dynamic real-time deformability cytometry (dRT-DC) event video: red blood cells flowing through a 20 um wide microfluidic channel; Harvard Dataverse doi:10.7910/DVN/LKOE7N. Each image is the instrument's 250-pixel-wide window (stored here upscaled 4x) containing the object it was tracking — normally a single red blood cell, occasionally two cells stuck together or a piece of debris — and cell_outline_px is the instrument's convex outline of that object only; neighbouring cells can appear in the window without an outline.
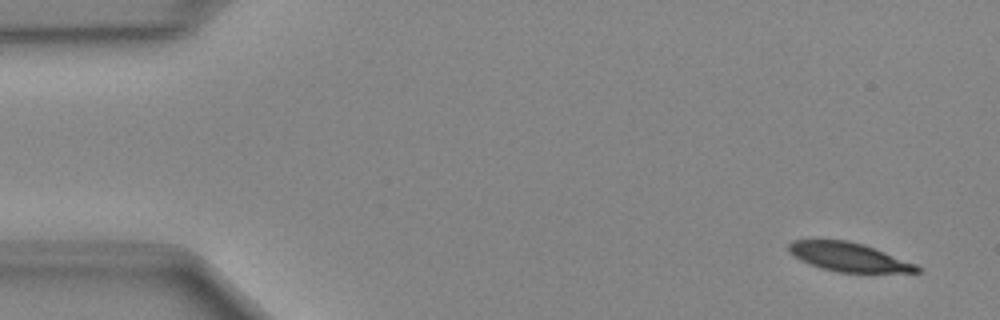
{"species": "Egyptian fruit bat (a non-hibernating species)", "species_latin": "Rousettus aegyptiacus", "temperature_condition": "cold", "stored_images_in_passage": 47, "camera_frame_rate_fps": 3000, "um_per_image_px": 0.085, "animal": {"sex": "female"}, "frame": {"image": 1, "passage_image": 1, "time_ms": 0.0, "image_size_px": [1000, 320], "cell_outline_px": [[920, 272], [836, 272], [820, 268], [800, 260], [788, 252], [788, 244], [792, 240], [848, 240], [864, 244], [916, 264], [920, 268]], "centroid_in_image_um": [72.1, 21.84], "position_along_channel_um": 12.9, "area_um2": 21.44}}
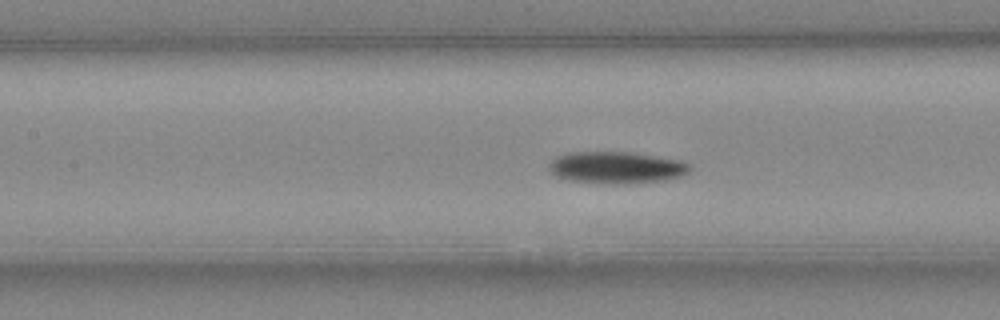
{"frame": {"image": 2, "passage_image": 20, "time_ms": 6.333, "image_size_px": [1000, 320], "cell_outline_px": [[692, 168], [688, 172], [680, 176], [664, 180], [616, 184], [612, 184], [572, 180], [556, 176], [548, 172], [548, 164], [556, 156], [568, 152], [632, 152], [680, 160], [692, 164]], "centroid_in_image_um": [52.38, 14.23], "position_along_channel_um": 155.0, "area_um2": 26.18}}
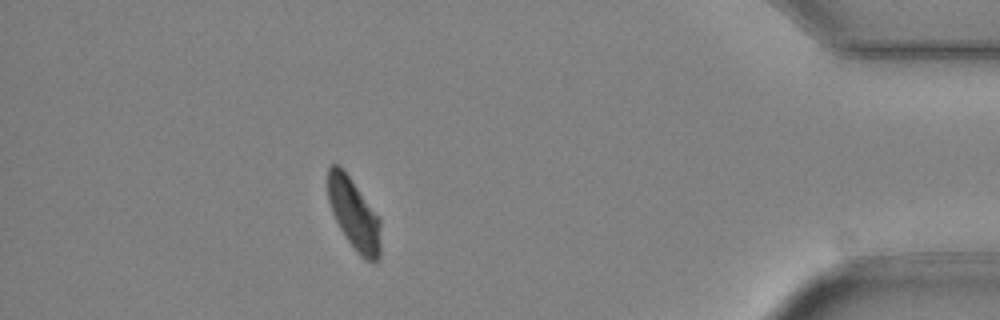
{"frame": {"image": 3, "passage_image": 42, "time_ms": 13.667, "image_size_px": [1000, 320], "cell_outline_px": [[380, 260], [368, 260], [360, 256], [356, 252], [340, 228], [332, 212], [328, 200], [328, 168], [332, 164], [340, 164], [380, 220]], "centroid_in_image_um": [30.07, 18.2], "position_along_channel_um": 405.1, "area_um2": 21.44}}